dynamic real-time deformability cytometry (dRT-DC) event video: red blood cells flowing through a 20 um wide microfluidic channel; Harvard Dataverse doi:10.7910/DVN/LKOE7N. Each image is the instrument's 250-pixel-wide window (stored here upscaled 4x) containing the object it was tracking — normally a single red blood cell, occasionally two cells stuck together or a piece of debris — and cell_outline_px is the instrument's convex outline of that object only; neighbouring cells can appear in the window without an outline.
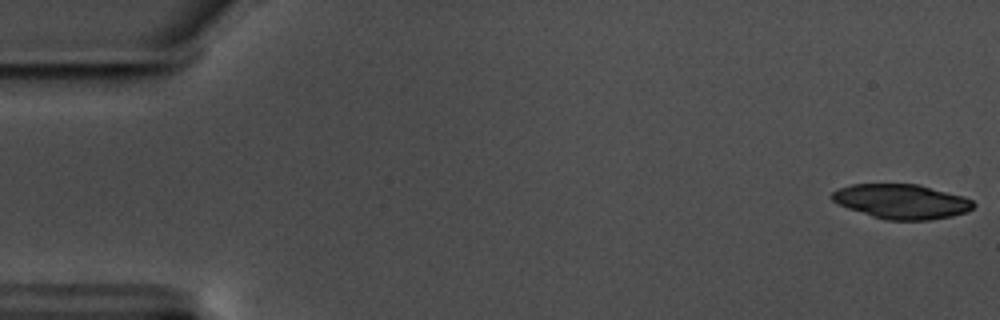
{"species": "common noctule bat (a hibernating species)", "species_latin": "Nyctalus noctula", "temperature_condition": "warm", "stored_images_in_passage": 8, "camera_frame_rate_fps": 3000, "um_per_image_px": 0.085, "animal": {"sex": "male", "body_mass_g": 17.5, "forearm_length_mm": 52.3}, "frame": {"image": 1, "passage_image": 1, "time_ms": 0.0, "image_size_px": [1000, 320], "cell_outline_px": [[976, 204], [968, 212], [952, 216], [928, 220], [884, 220], [836, 204], [828, 196], [832, 192], [840, 188], [852, 184], [920, 184], [964, 196], [972, 200]], "centroid_in_image_um": [76.64, 17.12], "position_along_channel_um": 8.4, "area_um2": 28.78}}